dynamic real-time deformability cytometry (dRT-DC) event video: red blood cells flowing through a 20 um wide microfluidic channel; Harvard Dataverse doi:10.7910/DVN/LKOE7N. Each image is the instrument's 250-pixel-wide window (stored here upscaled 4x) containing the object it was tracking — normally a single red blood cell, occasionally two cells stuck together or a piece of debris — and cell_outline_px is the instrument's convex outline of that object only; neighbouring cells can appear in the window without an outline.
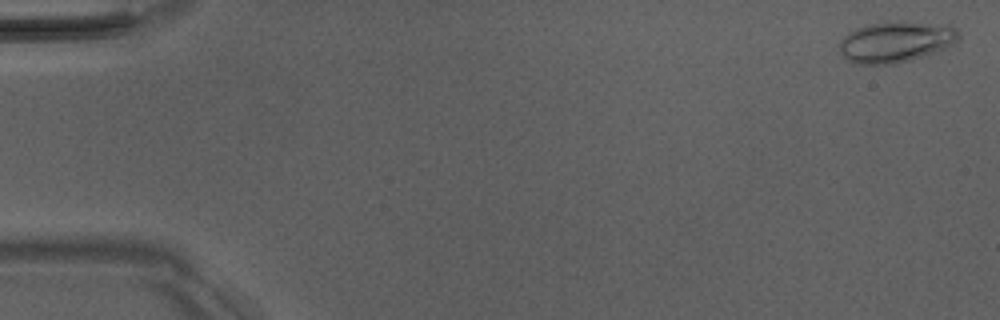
{"species": "Egyptian fruit bat (a non-hibernating species)", "species_latin": "Rousettus aegyptiacus", "temperature_condition": "room temperature", "stored_images_in_passage": 5, "camera_frame_rate_fps": 3000, "um_per_image_px": 0.085, "animal": {"sex": "male"}, "frame": {"image": 1, "passage_image": 1, "time_ms": 0.0, "image_size_px": [1000, 320], "cell_outline_px": [[960, 40], [944, 48], [912, 60], [896, 64], [856, 64], [848, 60], [840, 52], [840, 40], [848, 32], [864, 24], [888, 20], [948, 24], [956, 28], [960, 36]], "centroid_in_image_um": [76.14, 3.53], "position_along_channel_um": 8.9, "area_um2": 28.96}}